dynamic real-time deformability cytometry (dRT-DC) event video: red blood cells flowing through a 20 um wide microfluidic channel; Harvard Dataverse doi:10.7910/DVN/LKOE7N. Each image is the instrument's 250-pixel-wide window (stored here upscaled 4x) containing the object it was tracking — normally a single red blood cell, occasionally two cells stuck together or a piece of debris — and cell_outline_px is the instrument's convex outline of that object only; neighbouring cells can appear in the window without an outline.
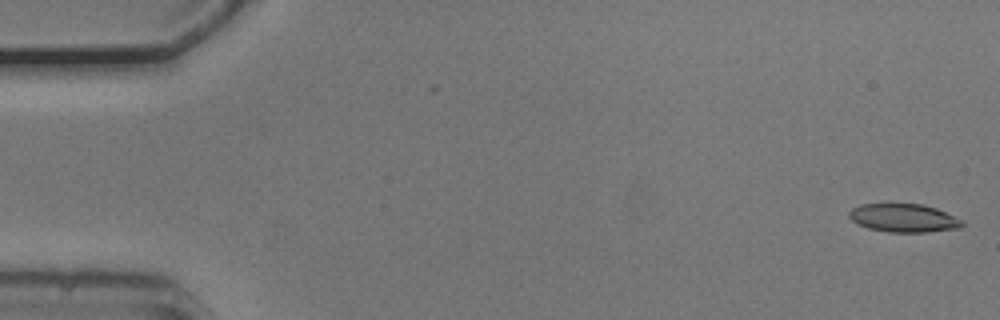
{"species": "common noctule bat (a hibernating species)", "species_latin": "Nyctalus noctula", "temperature_condition": "cold", "stored_images_in_passage": 13, "camera_frame_rate_fps": 3000, "um_per_image_px": 0.085, "animal": {"sex": "male", "body_mass_g": 20.5, "forearm_length_mm": 52.5}, "frame": {"image": 1, "passage_image": 1, "time_ms": 0.0, "image_size_px": [1000, 320], "cell_outline_px": [[964, 224], [960, 228], [928, 232], [888, 232], [868, 228], [856, 224], [848, 216], [848, 212], [852, 208], [860, 204], [924, 204], [936, 208], [960, 220]], "centroid_in_image_um": [76.76, 18.53], "position_along_channel_um": 8.2, "area_um2": 18.61}}